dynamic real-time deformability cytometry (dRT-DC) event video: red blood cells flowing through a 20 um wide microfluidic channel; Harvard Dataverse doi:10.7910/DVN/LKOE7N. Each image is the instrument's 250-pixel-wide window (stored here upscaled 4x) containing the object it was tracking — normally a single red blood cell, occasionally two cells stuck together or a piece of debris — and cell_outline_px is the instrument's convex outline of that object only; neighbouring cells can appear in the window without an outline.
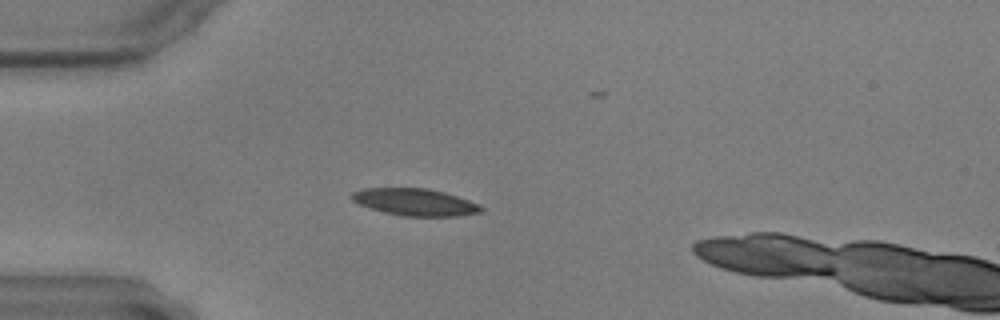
{"species": "common noctule bat (a hibernating species)", "species_latin": "Nyctalus noctula", "temperature_condition": "warm", "stored_images_in_passage": 40, "camera_frame_rate_fps": 3000, "um_per_image_px": 0.085, "animal": {"sex": "male", "body_mass_g": 17.9, "forearm_length_mm": 54.2}, "frame": {"image": 1, "passage_image": 2, "time_ms": 0.333, "image_size_px": [1000, 320], "cell_outline_px": [[484, 212], [460, 216], [400, 216], [384, 212], [360, 204], [352, 200], [348, 196], [352, 192], [364, 188], [428, 188], [444, 192], [480, 204], [484, 208]], "centroid_in_image_um": [35.3, 17.18], "position_along_channel_um": 49.7, "area_um2": 20.52}}
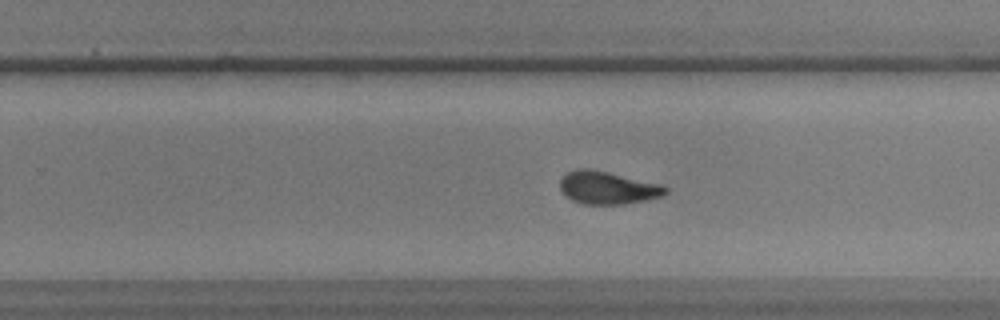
{"frame": {"image": 2, "passage_image": 23, "time_ms": 7.333, "image_size_px": [1000, 320], "cell_outline_px": [[668, 192], [664, 196], [624, 204], [584, 204], [572, 200], [560, 188], [560, 180], [568, 172], [576, 168], [588, 168], [608, 172], [660, 184], [668, 188]], "centroid_in_image_um": [51.67, 15.95], "position_along_channel_um": 278.1, "area_um2": 19.94}}
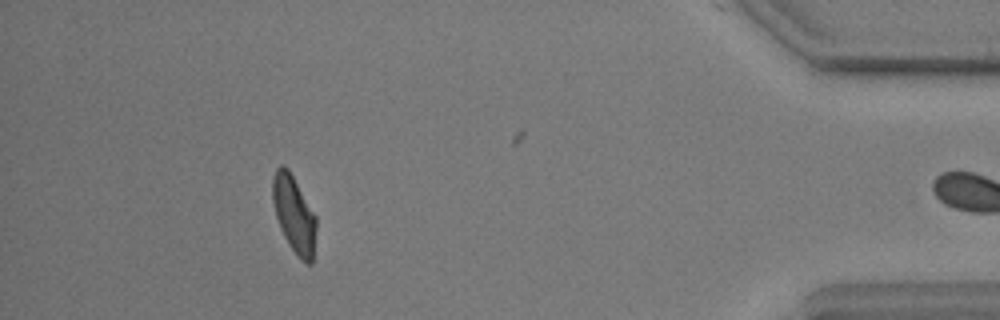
{"frame": {"image": 3, "passage_image": 39, "time_ms": 12.667, "image_size_px": [1000, 320], "cell_outline_px": [[316, 228], [312, 264], [308, 264], [300, 260], [288, 244], [280, 228], [276, 216], [272, 200], [272, 176], [276, 168], [280, 164], [284, 164], [288, 168], [316, 216]], "centroid_in_image_um": [24.98, 18.2], "position_along_channel_um": 410.2, "area_um2": 19.65}}